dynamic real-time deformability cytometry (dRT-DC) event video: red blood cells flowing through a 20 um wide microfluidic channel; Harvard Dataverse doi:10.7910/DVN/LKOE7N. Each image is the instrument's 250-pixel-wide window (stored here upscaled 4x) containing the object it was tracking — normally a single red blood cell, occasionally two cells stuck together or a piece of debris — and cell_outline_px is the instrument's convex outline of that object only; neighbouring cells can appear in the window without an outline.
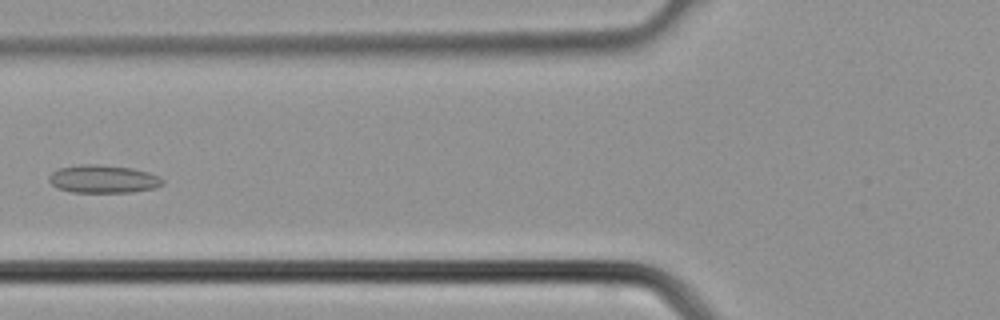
{"species": "common noctule bat (a hibernating species)", "species_latin": "Nyctalus noctula", "temperature_condition": "cold", "stored_images_in_passage": 38, "camera_frame_rate_fps": 3000, "um_per_image_px": 0.085, "animal": {"sex": "male", "body_mass_g": 21.5, "forearm_length_mm": 52.0}, "frame": {"image": 1, "passage_image": 15, "time_ms": 4.667, "image_size_px": [1000, 320], "cell_outline_px": [[164, 184], [156, 188], [132, 192], [72, 192], [56, 188], [48, 180], [48, 176], [52, 172], [60, 168], [80, 164], [100, 164], [132, 168], [148, 172], [160, 176], [164, 180]], "centroid_in_image_um": [8.79, 15.21], "position_along_channel_um": 117.0, "area_um2": 18.73}}
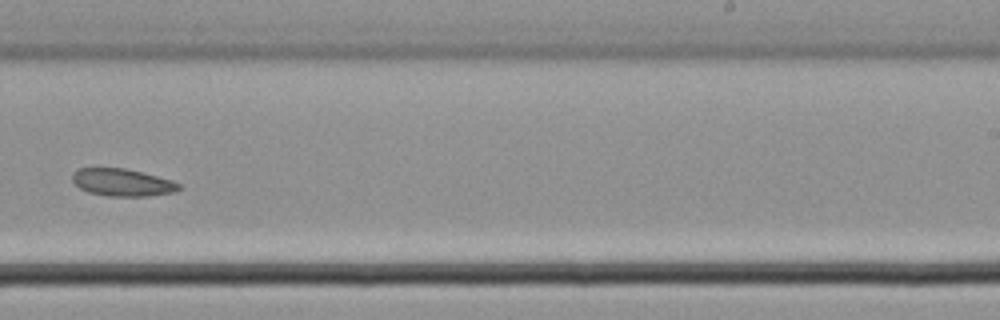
{"frame": {"image": 2, "passage_image": 24, "time_ms": 7.667, "image_size_px": [1000, 320], "cell_outline_px": [[184, 188], [176, 192], [148, 196], [108, 196], [88, 192], [80, 188], [72, 180], [72, 172], [80, 168], [124, 168], [172, 180], [180, 184]], "centroid_in_image_um": [10.42, 15.51], "position_along_channel_um": 278.6, "area_um2": 17.05}}
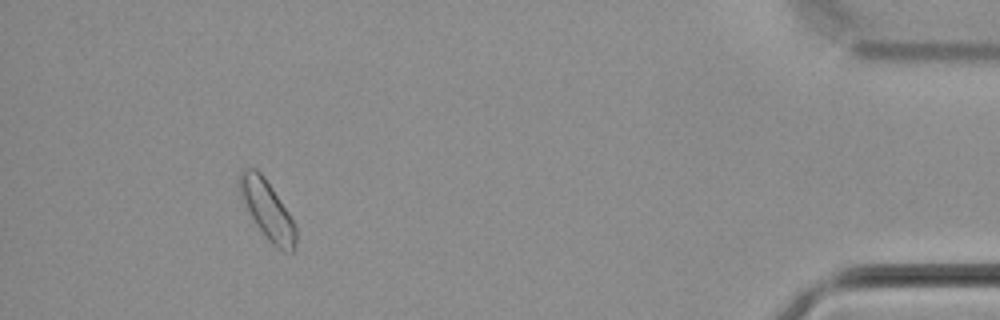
{"frame": {"image": 3, "passage_image": 35, "time_ms": 11.333, "image_size_px": [1000, 320], "cell_outline_px": [[296, 240], [292, 252], [276, 248], [268, 240], [256, 224], [240, 196], [236, 176], [240, 168], [256, 168], [264, 176], [296, 224]], "centroid_in_image_um": [22.67, 17.77], "position_along_channel_um": 412.5, "area_um2": 19.31}}